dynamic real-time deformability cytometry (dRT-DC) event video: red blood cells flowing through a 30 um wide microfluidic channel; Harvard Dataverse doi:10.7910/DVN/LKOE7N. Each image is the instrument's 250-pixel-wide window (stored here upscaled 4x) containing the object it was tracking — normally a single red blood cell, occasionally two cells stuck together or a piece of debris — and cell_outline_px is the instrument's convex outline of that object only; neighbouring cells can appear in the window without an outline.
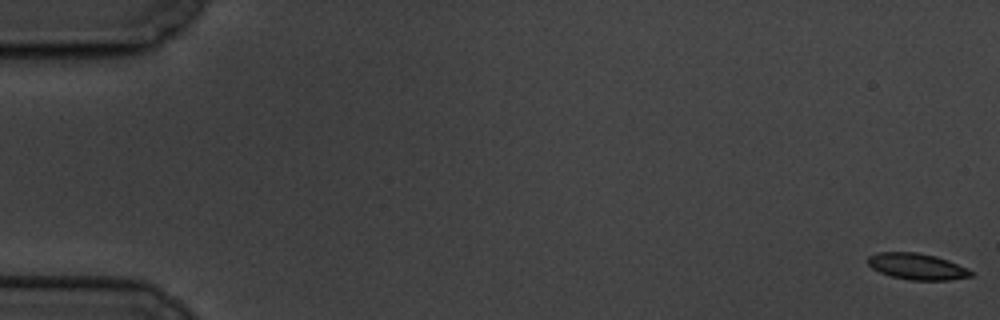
{"species": "common noctule bat (a hibernating species)", "species_latin": "Nyctalus noctula", "temperature_condition": "cold", "stored_images_in_passage": 6, "camera_frame_rate_fps": 3000, "um_per_image_px": 0.085, "animal": {"sex": "male", "body_mass_g": 19.5, "forearm_length_mm": 54.6}, "frame": {"image": 1, "passage_image": 1, "time_ms": 0.0, "image_size_px": [1000, 320], "cell_outline_px": [[972, 276], [948, 280], [912, 280], [892, 276], [880, 272], [872, 268], [868, 264], [868, 256], [876, 252], [916, 252], [936, 256], [948, 260], [972, 272]], "centroid_in_image_um": [77.9, 22.64], "position_along_channel_um": 7.1, "area_um2": 15.55}}